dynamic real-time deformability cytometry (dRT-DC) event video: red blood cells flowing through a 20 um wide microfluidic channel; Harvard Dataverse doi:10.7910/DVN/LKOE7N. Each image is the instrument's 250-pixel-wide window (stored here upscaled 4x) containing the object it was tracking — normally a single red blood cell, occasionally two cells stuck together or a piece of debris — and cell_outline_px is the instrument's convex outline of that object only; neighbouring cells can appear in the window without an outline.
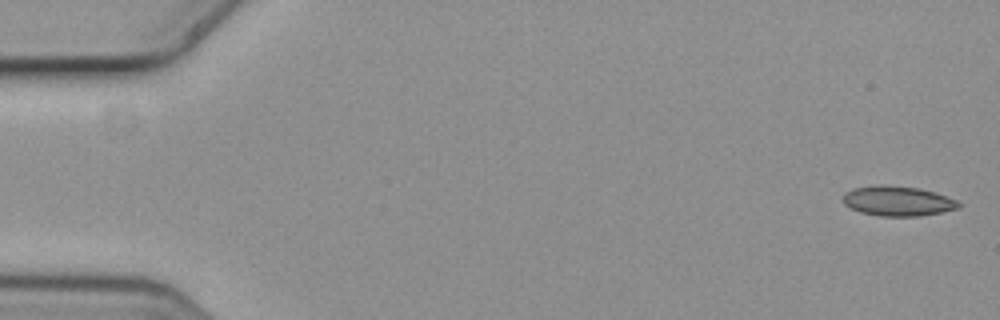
{"species": "common noctule bat (a hibernating species)", "species_latin": "Nyctalus noctula", "temperature_condition": "cold", "stored_images_in_passage": 6, "camera_frame_rate_fps": 3000, "um_per_image_px": 0.085, "animal": {"sex": "female", "body_mass_g": 19.3, "forearm_length_mm": 54.1}, "frame": {"image": 1, "passage_image": 1, "time_ms": 0.0, "image_size_px": [1000, 320], "cell_outline_px": [[960, 208], [920, 216], [880, 216], [860, 212], [844, 204], [844, 196], [848, 192], [856, 188], [916, 188], [932, 192], [956, 200], [960, 204]], "centroid_in_image_um": [76.36, 17.16], "position_along_channel_um": 8.6, "area_um2": 18.79}}
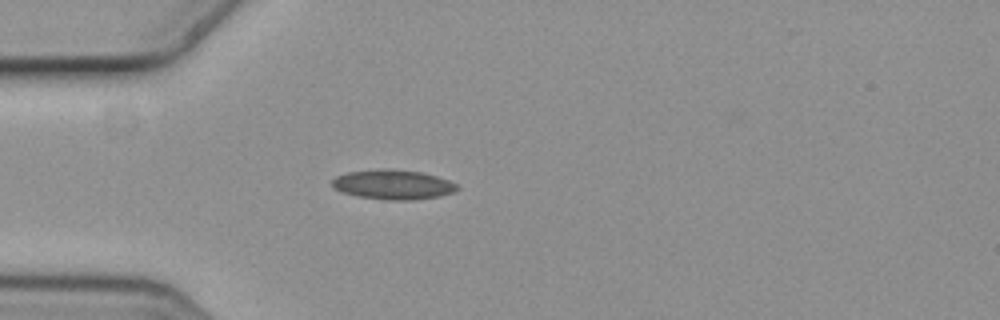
{"frame": {"image": 2, "passage_image": 5, "time_ms": 1.333, "image_size_px": [1000, 320], "cell_outline_px": [[460, 188], [452, 192], [440, 196], [412, 200], [384, 200], [356, 196], [332, 188], [332, 180], [336, 176], [348, 172], [420, 172], [436, 176], [448, 180], [456, 184]], "centroid_in_image_um": [33.42, 15.75], "position_along_channel_um": 51.6, "area_um2": 20.52}}